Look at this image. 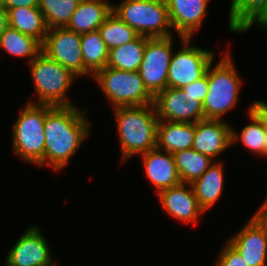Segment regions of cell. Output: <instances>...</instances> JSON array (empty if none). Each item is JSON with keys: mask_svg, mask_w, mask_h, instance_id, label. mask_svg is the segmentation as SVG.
Masks as SVG:
<instances>
[{"mask_svg": "<svg viewBox=\"0 0 267 266\" xmlns=\"http://www.w3.org/2000/svg\"><path fill=\"white\" fill-rule=\"evenodd\" d=\"M76 105L55 106L47 114L44 124V165L61 171L85 141L90 122Z\"/></svg>", "mask_w": 267, "mask_h": 266, "instance_id": "obj_1", "label": "cell"}, {"mask_svg": "<svg viewBox=\"0 0 267 266\" xmlns=\"http://www.w3.org/2000/svg\"><path fill=\"white\" fill-rule=\"evenodd\" d=\"M113 110L123 161L157 148L159 119L154 103L144 106L116 107Z\"/></svg>", "mask_w": 267, "mask_h": 266, "instance_id": "obj_2", "label": "cell"}, {"mask_svg": "<svg viewBox=\"0 0 267 266\" xmlns=\"http://www.w3.org/2000/svg\"><path fill=\"white\" fill-rule=\"evenodd\" d=\"M212 65L208 67V92L202 103L204 119L223 120V115L236 106L243 81L229 53Z\"/></svg>", "mask_w": 267, "mask_h": 266, "instance_id": "obj_3", "label": "cell"}, {"mask_svg": "<svg viewBox=\"0 0 267 266\" xmlns=\"http://www.w3.org/2000/svg\"><path fill=\"white\" fill-rule=\"evenodd\" d=\"M51 105L27 103L12 129V148L27 163L44 165L46 114L53 108Z\"/></svg>", "mask_w": 267, "mask_h": 266, "instance_id": "obj_4", "label": "cell"}, {"mask_svg": "<svg viewBox=\"0 0 267 266\" xmlns=\"http://www.w3.org/2000/svg\"><path fill=\"white\" fill-rule=\"evenodd\" d=\"M29 67L39 101L36 103L29 100L28 103L54 107L74 105L67 97V93L77 76L69 69L50 59L43 52L29 63Z\"/></svg>", "mask_w": 267, "mask_h": 266, "instance_id": "obj_5", "label": "cell"}, {"mask_svg": "<svg viewBox=\"0 0 267 266\" xmlns=\"http://www.w3.org/2000/svg\"><path fill=\"white\" fill-rule=\"evenodd\" d=\"M112 12L140 36H172L166 0H123L112 6Z\"/></svg>", "mask_w": 267, "mask_h": 266, "instance_id": "obj_6", "label": "cell"}, {"mask_svg": "<svg viewBox=\"0 0 267 266\" xmlns=\"http://www.w3.org/2000/svg\"><path fill=\"white\" fill-rule=\"evenodd\" d=\"M93 78L113 108L154 103V96L145 87L138 71L105 67Z\"/></svg>", "mask_w": 267, "mask_h": 266, "instance_id": "obj_7", "label": "cell"}, {"mask_svg": "<svg viewBox=\"0 0 267 266\" xmlns=\"http://www.w3.org/2000/svg\"><path fill=\"white\" fill-rule=\"evenodd\" d=\"M182 49L172 54L167 87L182 88L202 78L214 60V52L190 45L191 38L180 37Z\"/></svg>", "mask_w": 267, "mask_h": 266, "instance_id": "obj_8", "label": "cell"}, {"mask_svg": "<svg viewBox=\"0 0 267 266\" xmlns=\"http://www.w3.org/2000/svg\"><path fill=\"white\" fill-rule=\"evenodd\" d=\"M228 242L248 266H267V198L242 230Z\"/></svg>", "mask_w": 267, "mask_h": 266, "instance_id": "obj_9", "label": "cell"}, {"mask_svg": "<svg viewBox=\"0 0 267 266\" xmlns=\"http://www.w3.org/2000/svg\"><path fill=\"white\" fill-rule=\"evenodd\" d=\"M172 37H146L145 51L138 73L154 97L167 88V74L173 54Z\"/></svg>", "mask_w": 267, "mask_h": 266, "instance_id": "obj_10", "label": "cell"}, {"mask_svg": "<svg viewBox=\"0 0 267 266\" xmlns=\"http://www.w3.org/2000/svg\"><path fill=\"white\" fill-rule=\"evenodd\" d=\"M81 34L66 27L48 29L42 43V52L50 59L69 69L77 77L84 76Z\"/></svg>", "mask_w": 267, "mask_h": 266, "instance_id": "obj_11", "label": "cell"}, {"mask_svg": "<svg viewBox=\"0 0 267 266\" xmlns=\"http://www.w3.org/2000/svg\"><path fill=\"white\" fill-rule=\"evenodd\" d=\"M159 121L196 123L204 120L203 104L181 88L167 87L154 97Z\"/></svg>", "mask_w": 267, "mask_h": 266, "instance_id": "obj_12", "label": "cell"}, {"mask_svg": "<svg viewBox=\"0 0 267 266\" xmlns=\"http://www.w3.org/2000/svg\"><path fill=\"white\" fill-rule=\"evenodd\" d=\"M38 226H29L6 256V266H58Z\"/></svg>", "mask_w": 267, "mask_h": 266, "instance_id": "obj_13", "label": "cell"}, {"mask_svg": "<svg viewBox=\"0 0 267 266\" xmlns=\"http://www.w3.org/2000/svg\"><path fill=\"white\" fill-rule=\"evenodd\" d=\"M163 209L174 219L183 223H197L202 213L191 183L163 189L157 193Z\"/></svg>", "mask_w": 267, "mask_h": 266, "instance_id": "obj_14", "label": "cell"}, {"mask_svg": "<svg viewBox=\"0 0 267 266\" xmlns=\"http://www.w3.org/2000/svg\"><path fill=\"white\" fill-rule=\"evenodd\" d=\"M232 128L223 120L204 119L195 123L192 149L210 156L213 160L232 146Z\"/></svg>", "mask_w": 267, "mask_h": 266, "instance_id": "obj_15", "label": "cell"}, {"mask_svg": "<svg viewBox=\"0 0 267 266\" xmlns=\"http://www.w3.org/2000/svg\"><path fill=\"white\" fill-rule=\"evenodd\" d=\"M172 28L179 37L192 38L203 23L209 0H166Z\"/></svg>", "mask_w": 267, "mask_h": 266, "instance_id": "obj_16", "label": "cell"}, {"mask_svg": "<svg viewBox=\"0 0 267 266\" xmlns=\"http://www.w3.org/2000/svg\"><path fill=\"white\" fill-rule=\"evenodd\" d=\"M141 156L146 177L156 189V193L182 183L171 153L155 148Z\"/></svg>", "mask_w": 267, "mask_h": 266, "instance_id": "obj_17", "label": "cell"}, {"mask_svg": "<svg viewBox=\"0 0 267 266\" xmlns=\"http://www.w3.org/2000/svg\"><path fill=\"white\" fill-rule=\"evenodd\" d=\"M229 30L246 33L258 24L267 30V0H231Z\"/></svg>", "mask_w": 267, "mask_h": 266, "instance_id": "obj_18", "label": "cell"}, {"mask_svg": "<svg viewBox=\"0 0 267 266\" xmlns=\"http://www.w3.org/2000/svg\"><path fill=\"white\" fill-rule=\"evenodd\" d=\"M195 123L158 121L157 148L171 154L192 148Z\"/></svg>", "mask_w": 267, "mask_h": 266, "instance_id": "obj_19", "label": "cell"}, {"mask_svg": "<svg viewBox=\"0 0 267 266\" xmlns=\"http://www.w3.org/2000/svg\"><path fill=\"white\" fill-rule=\"evenodd\" d=\"M222 164L219 161L214 162L201 177L191 183L198 204L204 212L213 207L224 191L225 173Z\"/></svg>", "mask_w": 267, "mask_h": 266, "instance_id": "obj_20", "label": "cell"}, {"mask_svg": "<svg viewBox=\"0 0 267 266\" xmlns=\"http://www.w3.org/2000/svg\"><path fill=\"white\" fill-rule=\"evenodd\" d=\"M113 5L102 1H80L66 28L79 34L96 31L112 13Z\"/></svg>", "mask_w": 267, "mask_h": 266, "instance_id": "obj_21", "label": "cell"}, {"mask_svg": "<svg viewBox=\"0 0 267 266\" xmlns=\"http://www.w3.org/2000/svg\"><path fill=\"white\" fill-rule=\"evenodd\" d=\"M248 114L251 123L247 124L241 133L238 134L237 130L232 128V145L240 139L244 146L261 157L265 145L264 109L256 100L249 106Z\"/></svg>", "mask_w": 267, "mask_h": 266, "instance_id": "obj_22", "label": "cell"}, {"mask_svg": "<svg viewBox=\"0 0 267 266\" xmlns=\"http://www.w3.org/2000/svg\"><path fill=\"white\" fill-rule=\"evenodd\" d=\"M9 26L32 36L41 44L48 33L44 15L39 7H16L8 10Z\"/></svg>", "mask_w": 267, "mask_h": 266, "instance_id": "obj_23", "label": "cell"}, {"mask_svg": "<svg viewBox=\"0 0 267 266\" xmlns=\"http://www.w3.org/2000/svg\"><path fill=\"white\" fill-rule=\"evenodd\" d=\"M81 47L84 76L93 77L106 67L109 50L98 30L81 34Z\"/></svg>", "mask_w": 267, "mask_h": 266, "instance_id": "obj_24", "label": "cell"}, {"mask_svg": "<svg viewBox=\"0 0 267 266\" xmlns=\"http://www.w3.org/2000/svg\"><path fill=\"white\" fill-rule=\"evenodd\" d=\"M146 37L138 35L127 44L109 50L106 67L124 71H138L143 60Z\"/></svg>", "mask_w": 267, "mask_h": 266, "instance_id": "obj_25", "label": "cell"}, {"mask_svg": "<svg viewBox=\"0 0 267 266\" xmlns=\"http://www.w3.org/2000/svg\"><path fill=\"white\" fill-rule=\"evenodd\" d=\"M182 183H192L215 162L205 154L189 148L172 154Z\"/></svg>", "mask_w": 267, "mask_h": 266, "instance_id": "obj_26", "label": "cell"}, {"mask_svg": "<svg viewBox=\"0 0 267 266\" xmlns=\"http://www.w3.org/2000/svg\"><path fill=\"white\" fill-rule=\"evenodd\" d=\"M0 49L16 57H28V64L42 52V44L32 36L8 26L0 37Z\"/></svg>", "mask_w": 267, "mask_h": 266, "instance_id": "obj_27", "label": "cell"}, {"mask_svg": "<svg viewBox=\"0 0 267 266\" xmlns=\"http://www.w3.org/2000/svg\"><path fill=\"white\" fill-rule=\"evenodd\" d=\"M81 0H39L48 29L66 27Z\"/></svg>", "mask_w": 267, "mask_h": 266, "instance_id": "obj_28", "label": "cell"}, {"mask_svg": "<svg viewBox=\"0 0 267 266\" xmlns=\"http://www.w3.org/2000/svg\"><path fill=\"white\" fill-rule=\"evenodd\" d=\"M98 31L108 50L127 44L138 36L134 29L128 26L113 12L98 28Z\"/></svg>", "mask_w": 267, "mask_h": 266, "instance_id": "obj_29", "label": "cell"}, {"mask_svg": "<svg viewBox=\"0 0 267 266\" xmlns=\"http://www.w3.org/2000/svg\"><path fill=\"white\" fill-rule=\"evenodd\" d=\"M216 266H248L237 250L227 241L219 252Z\"/></svg>", "mask_w": 267, "mask_h": 266, "instance_id": "obj_30", "label": "cell"}, {"mask_svg": "<svg viewBox=\"0 0 267 266\" xmlns=\"http://www.w3.org/2000/svg\"><path fill=\"white\" fill-rule=\"evenodd\" d=\"M181 90L186 94L197 97V100L203 103V100L208 92V69L202 78L183 86Z\"/></svg>", "mask_w": 267, "mask_h": 266, "instance_id": "obj_31", "label": "cell"}, {"mask_svg": "<svg viewBox=\"0 0 267 266\" xmlns=\"http://www.w3.org/2000/svg\"><path fill=\"white\" fill-rule=\"evenodd\" d=\"M1 5L8 11L16 7H38L39 0H1Z\"/></svg>", "mask_w": 267, "mask_h": 266, "instance_id": "obj_32", "label": "cell"}, {"mask_svg": "<svg viewBox=\"0 0 267 266\" xmlns=\"http://www.w3.org/2000/svg\"><path fill=\"white\" fill-rule=\"evenodd\" d=\"M8 26V11L2 5H0V37Z\"/></svg>", "mask_w": 267, "mask_h": 266, "instance_id": "obj_33", "label": "cell"}, {"mask_svg": "<svg viewBox=\"0 0 267 266\" xmlns=\"http://www.w3.org/2000/svg\"><path fill=\"white\" fill-rule=\"evenodd\" d=\"M264 134H265V145H264V156L267 158V112L264 110Z\"/></svg>", "mask_w": 267, "mask_h": 266, "instance_id": "obj_34", "label": "cell"}, {"mask_svg": "<svg viewBox=\"0 0 267 266\" xmlns=\"http://www.w3.org/2000/svg\"><path fill=\"white\" fill-rule=\"evenodd\" d=\"M258 103L261 105V107L267 112V102L259 101Z\"/></svg>", "mask_w": 267, "mask_h": 266, "instance_id": "obj_35", "label": "cell"}, {"mask_svg": "<svg viewBox=\"0 0 267 266\" xmlns=\"http://www.w3.org/2000/svg\"><path fill=\"white\" fill-rule=\"evenodd\" d=\"M81 1H102V2H107L106 0H81Z\"/></svg>", "mask_w": 267, "mask_h": 266, "instance_id": "obj_36", "label": "cell"}]
</instances>
